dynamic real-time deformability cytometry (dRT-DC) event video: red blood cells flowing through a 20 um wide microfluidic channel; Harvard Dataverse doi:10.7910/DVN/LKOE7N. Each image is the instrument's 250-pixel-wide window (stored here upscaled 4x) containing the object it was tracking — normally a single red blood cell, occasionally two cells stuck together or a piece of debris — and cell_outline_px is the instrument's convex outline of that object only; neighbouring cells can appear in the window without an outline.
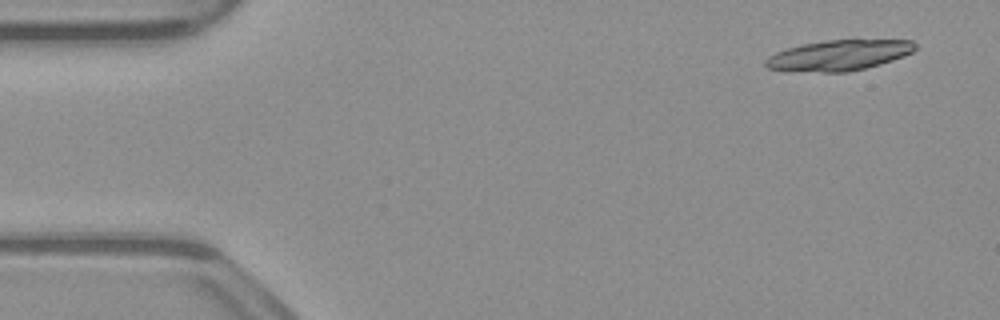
{"species": "common noctule bat (a hibernating species)", "species_latin": "Nyctalus noctula", "temperature_condition": "warm", "stored_images_in_passage": 23, "camera_frame_rate_fps": 3000, "um_per_image_px": 0.085, "animal": {"sex": "male", "body_mass_g": 23.1, "forearm_length_mm": 52.7}, "frame": {"image": 1, "passage_image": 1, "time_ms": 0.0, "image_size_px": [1000, 320], "cell_outline_px": [[916, 48], [912, 52], [904, 56], [880, 64], [848, 72], [824, 72], [768, 68], [764, 64], [764, 60], [768, 56], [776, 52], [788, 48], [804, 44], [828, 40], [912, 40], [916, 44]], "centroid_in_image_um": [71.34, 4.69], "position_along_channel_um": 13.7, "area_um2": 26.18}}